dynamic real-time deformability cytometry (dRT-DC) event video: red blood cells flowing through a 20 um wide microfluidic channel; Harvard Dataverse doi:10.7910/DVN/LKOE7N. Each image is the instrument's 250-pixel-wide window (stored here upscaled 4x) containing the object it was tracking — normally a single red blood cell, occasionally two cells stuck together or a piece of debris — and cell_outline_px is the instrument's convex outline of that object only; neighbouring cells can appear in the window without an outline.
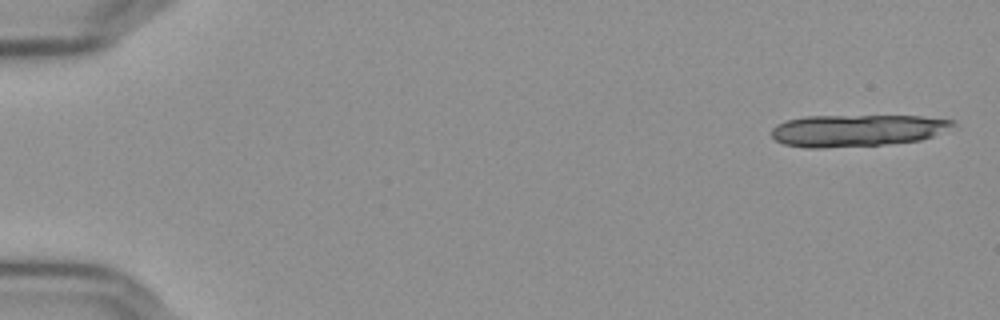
{"species": "Egyptian fruit bat (a non-hibernating species)", "species_latin": "Rousettus aegyptiacus", "temperature_condition": "cold", "stored_images_in_passage": 11, "segment_of_instrument_passage": [1, 2], "camera_frame_rate_fps": 3000, "um_per_image_px": 0.085, "frame": {"image": 1, "passage_image": 1, "time_ms": 0.0, "image_size_px": [1000, 320], "cell_outline_px": [[956, 124], [932, 136], [920, 140], [884, 144], [820, 148], [804, 148], [784, 144], [776, 140], [772, 136], [772, 128], [776, 124], [788, 120], [804, 116], [920, 116], [952, 120]], "centroid_in_image_um": [72.78, 11.08], "position_along_channel_um": 12.2, "area_um2": 33.47}}